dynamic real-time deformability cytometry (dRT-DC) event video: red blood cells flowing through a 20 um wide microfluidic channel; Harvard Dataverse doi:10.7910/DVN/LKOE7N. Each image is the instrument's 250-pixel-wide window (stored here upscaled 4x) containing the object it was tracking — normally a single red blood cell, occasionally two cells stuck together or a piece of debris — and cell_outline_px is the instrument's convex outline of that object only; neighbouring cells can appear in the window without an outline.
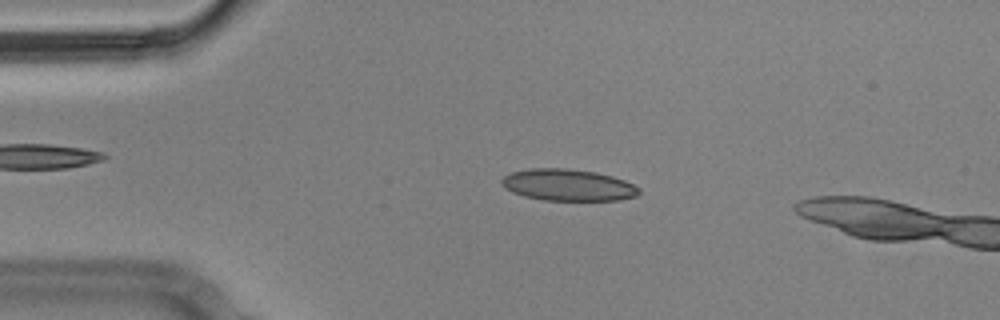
{"species": "Egyptian fruit bat (a non-hibernating species)", "species_latin": "Rousettus aegyptiacus", "temperature_condition": "cold", "stored_images_in_passage": 5, "camera_frame_rate_fps": 3000, "um_per_image_px": 0.085, "animal": {"sex": "male"}, "frame": {"image": 1, "passage_image": 3, "time_ms": 0.667, "image_size_px": [1000, 320], "cell_outline_px": [[640, 192], [636, 196], [620, 200], [544, 200], [524, 196], [512, 192], [504, 188], [500, 184], [500, 180], [504, 176], [512, 172], [528, 168], [568, 168], [596, 172], [612, 176], [624, 180], [640, 188]], "centroid_in_image_um": [48.25, 15.72], "position_along_channel_um": 36.7, "area_um2": 25.49}}